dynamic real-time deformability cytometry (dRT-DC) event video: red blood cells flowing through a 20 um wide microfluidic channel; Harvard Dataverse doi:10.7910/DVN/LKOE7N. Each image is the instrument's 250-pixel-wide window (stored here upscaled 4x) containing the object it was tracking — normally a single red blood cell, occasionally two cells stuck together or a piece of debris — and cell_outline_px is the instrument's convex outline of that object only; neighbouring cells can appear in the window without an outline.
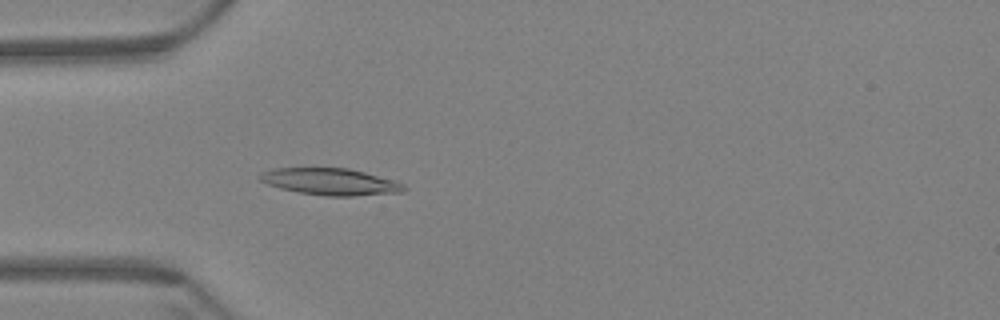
{"species": "Egyptian fruit bat (a non-hibernating species)", "species_latin": "Rousettus aegyptiacus", "temperature_condition": "warm", "stored_images_in_passage": 61, "camera_frame_rate_fps": 3000, "um_per_image_px": 0.085, "animal": {"sex": "female"}, "frame": {"image": 1, "passage_image": 19, "time_ms": 6.0, "image_size_px": [1000, 320], "cell_outline_px": [[408, 188], [404, 192], [352, 196], [328, 196], [300, 192], [280, 188], [268, 184], [260, 180], [256, 176], [260, 172], [276, 168], [348, 168], [396, 180], [404, 184]], "centroid_in_image_um": [28.11, 15.44], "position_along_channel_um": 56.9, "area_um2": 22.54}}
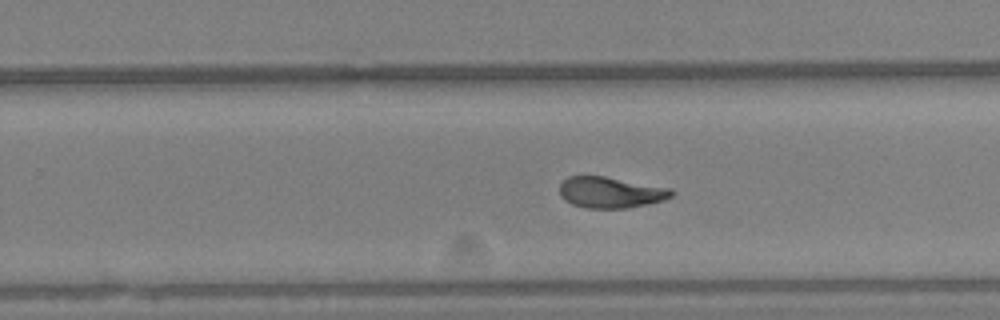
{"frame": {"image": 2, "passage_image": 39, "time_ms": 12.667, "image_size_px": [1000, 320], "cell_outline_px": [[676, 192], [672, 196], [664, 200], [624, 208], [584, 208], [572, 204], [564, 200], [560, 196], [560, 184], [568, 176], [604, 176], [672, 188]], "centroid_in_image_um": [51.9, 16.35], "position_along_channel_um": 277.9, "area_um2": 20.29}}
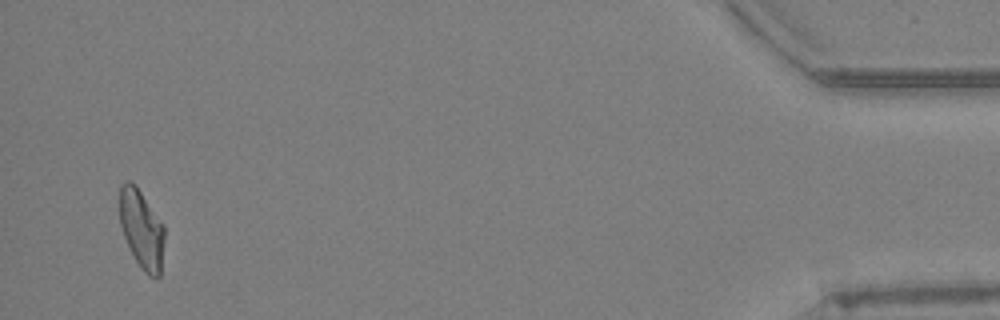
{"frame": {"image": 3, "passage_image": 59, "time_ms": 19.333, "image_size_px": [1000, 320], "cell_outline_px": [[164, 240], [160, 276], [156, 280], [148, 276], [144, 272], [136, 260], [124, 236], [120, 224], [120, 184], [128, 180], [132, 180], [136, 184], [164, 224]], "centroid_in_image_um": [12.05, 19.46], "position_along_channel_um": 423.1, "area_um2": 20.75}, "authors_computed_cell_mechanics": {"area_um2": 21.0392, "velocity_mm_per_s": 3.4046, "shape_relaxation_time_tau1_ms": 8.1846, "shape_relaxation_time_tau2_ms": 2.7585, "deformation_change_tau1": 0.2366, "deformation_change_tau2": 0.0927}}